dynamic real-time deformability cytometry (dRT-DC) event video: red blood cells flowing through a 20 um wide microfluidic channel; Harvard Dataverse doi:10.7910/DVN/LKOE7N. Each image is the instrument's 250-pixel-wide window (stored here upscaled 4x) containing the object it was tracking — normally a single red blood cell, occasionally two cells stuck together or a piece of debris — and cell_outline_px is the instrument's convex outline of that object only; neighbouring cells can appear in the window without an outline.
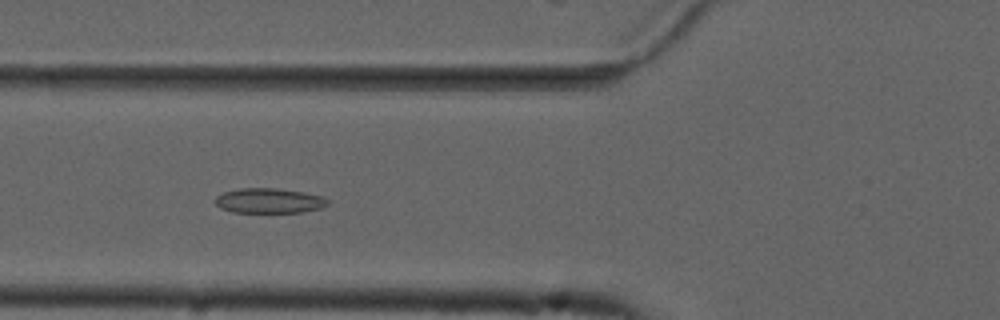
{"species": "common noctule bat (a hibernating species)", "species_latin": "Nyctalus noctula", "temperature_condition": "cold", "stored_images_in_passage": 54, "camera_frame_rate_fps": 3000, "um_per_image_px": 0.085, "animal": {"sex": "male", "forearm_length_mm": 52.5}, "frame": {"image": 1, "passage_image": 20, "time_ms": 6.333, "image_size_px": [1000, 320], "cell_outline_px": [[328, 204], [320, 208], [300, 212], [232, 212], [220, 208], [216, 204], [216, 196], [224, 192], [240, 188], [276, 188], [304, 192], [324, 196], [328, 200]], "centroid_in_image_um": [22.88, 17.05], "position_along_channel_um": 102.9, "area_um2": 16.3}}
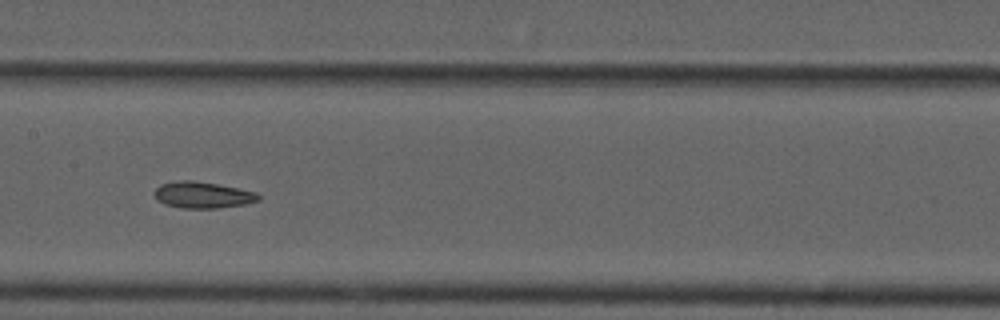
{"frame": {"image": 2, "passage_image": 27, "time_ms": 8.667, "image_size_px": [1000, 320], "cell_outline_px": [[260, 200], [244, 204], [216, 208], [180, 208], [164, 204], [156, 200], [156, 188], [160, 184], [180, 180], [192, 180], [216, 184], [256, 192], [260, 196]], "centroid_in_image_um": [17.21, 16.57], "position_along_channel_um": 190.2, "area_um2": 15.84}}
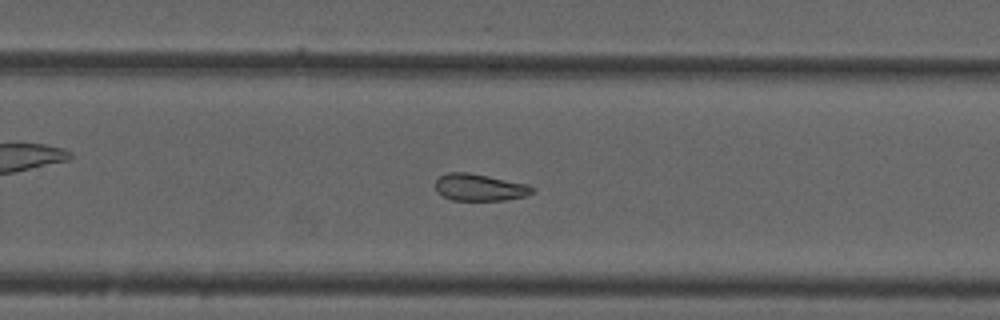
{"frame": {"image": 3, "passage_image": 35, "time_ms": 11.333, "image_size_px": [1000, 320], "cell_outline_px": [[536, 188], [532, 192], [524, 196], [504, 200], [452, 200], [436, 192], [436, 180], [440, 176], [448, 172], [468, 172], [528, 184]], "centroid_in_image_um": [40.76, 15.92], "position_along_channel_um": 289.0, "area_um2": 15.14}, "authors_computed_cell_mechanics": {"area_um2": 17.9469, "velocity_mm_per_s": 3.7249, "shape_relaxation_time_tau1_ms": null, "shape_relaxation_time_tau2_ms": 3.0597, "deformation_change_tau1": null, "deformation_change_tau2": 0.091}}